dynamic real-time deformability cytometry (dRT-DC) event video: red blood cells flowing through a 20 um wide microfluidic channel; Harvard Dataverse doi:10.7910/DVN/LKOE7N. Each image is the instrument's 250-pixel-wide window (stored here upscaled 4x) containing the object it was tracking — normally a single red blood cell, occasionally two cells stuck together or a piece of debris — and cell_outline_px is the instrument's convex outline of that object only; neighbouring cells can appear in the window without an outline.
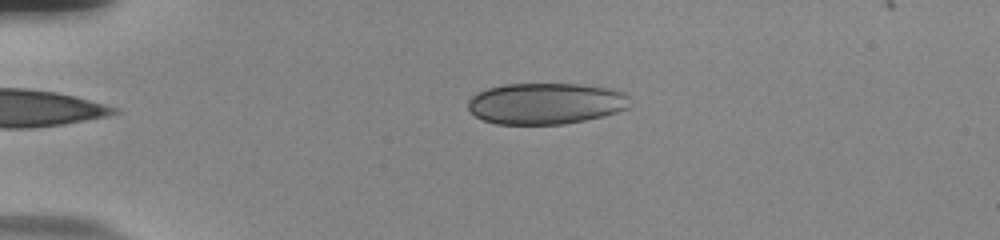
{"species": "human", "species_latin": "Homo sapiens", "temperature_condition": "room temperature", "stored_images_in_passage": 54, "camera_frame_rate_fps": 3000, "um_per_image_px": 0.085, "donor": {"sex": "male"}, "frame": {"image": 1, "passage_image": 13, "time_ms": 4.0, "image_size_px": [1000, 240], "cell_outline_px": [[632, 104], [628, 108], [616, 112], [584, 120], [564, 124], [496, 124], [484, 120], [468, 112], [468, 100], [476, 92], [488, 88], [504, 84], [580, 84], [612, 88], [624, 92], [628, 96]], "centroid_in_image_um": [46.38, 8.79], "position_along_channel_um": 38.6, "area_um2": 39.25}}
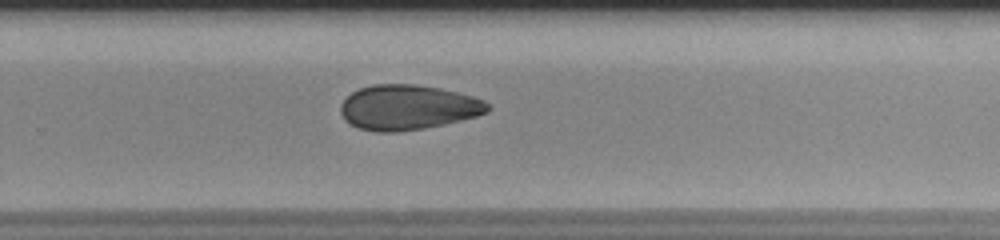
{"frame": {"image": 2, "passage_image": 37, "time_ms": 12.0, "image_size_px": [1000, 240], "cell_outline_px": [[492, 108], [488, 112], [476, 116], [444, 124], [424, 128], [396, 132], [376, 132], [360, 128], [344, 120], [340, 112], [340, 104], [352, 92], [360, 88], [372, 84], [416, 84], [440, 88], [472, 96], [484, 100]], "centroid_in_image_um": [34.67, 9.12], "position_along_channel_um": 295.1, "area_um2": 38.55}}
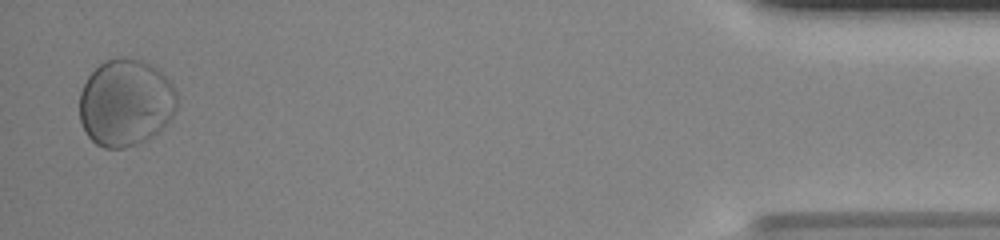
{"frame": {"image": 3, "passage_image": 53, "time_ms": 17.333, "image_size_px": [1000, 240], "cell_outline_px": [[176, 108], [168, 124], [160, 132], [136, 144], [124, 148], [104, 148], [96, 144], [88, 136], [80, 120], [80, 92], [88, 76], [104, 60], [120, 56], [124, 56], [140, 60], [152, 64], [172, 84], [176, 92]], "centroid_in_image_um": [10.68, 8.72], "position_along_channel_um": 424.5, "area_um2": 49.65}, "authors_computed_cell_mechanics": {"area_um2": 39.7086, "velocity_mm_per_s": 3.8081, "shape_relaxation_time_tau1_ms": null, "shape_relaxation_time_tau2_ms": 1.0491, "deformation_change_tau1": null, "deformation_change_tau2": 0.0342}}